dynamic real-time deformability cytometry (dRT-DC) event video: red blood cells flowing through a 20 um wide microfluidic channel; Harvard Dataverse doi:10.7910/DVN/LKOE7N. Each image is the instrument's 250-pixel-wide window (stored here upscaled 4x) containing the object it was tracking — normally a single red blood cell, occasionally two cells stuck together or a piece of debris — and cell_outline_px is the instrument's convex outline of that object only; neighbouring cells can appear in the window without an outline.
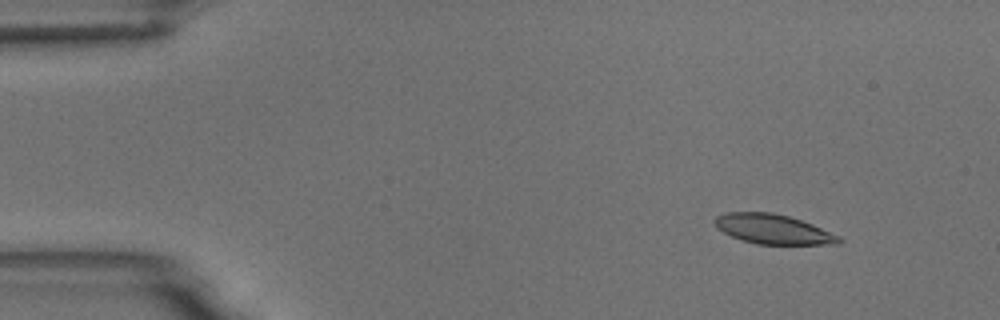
{"species": "common noctule bat (a hibernating species)", "species_latin": "Nyctalus noctula", "temperature_condition": "room temperature", "stored_images_in_passage": 4, "camera_frame_rate_fps": 3000, "um_per_image_px": 0.085, "animal": {"sex": "male", "body_mass_g": 18.8}, "frame": {"image": 1, "passage_image": 1, "time_ms": 0.0, "image_size_px": [1000, 320], "cell_outline_px": [[844, 240], [840, 244], [756, 244], [732, 236], [716, 228], [712, 220], [716, 216], [728, 212], [772, 212], [788, 216], [812, 224], [840, 236]], "centroid_in_image_um": [65.71, 19.47], "position_along_channel_um": 19.3, "area_um2": 21.44}}
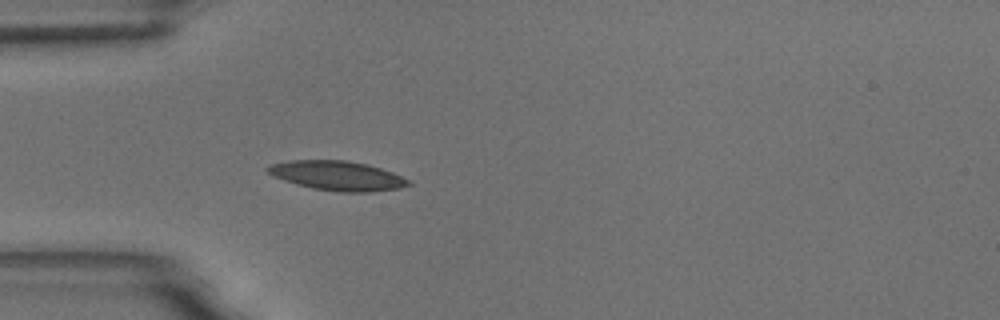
{"frame": {"image": 2, "passage_image": 4, "time_ms": 3.333, "image_size_px": [1000, 320], "cell_outline_px": [[412, 184], [400, 188], [368, 192], [340, 192], [312, 188], [296, 184], [284, 180], [268, 172], [264, 168], [272, 164], [288, 160], [344, 160], [368, 164], [392, 172], [412, 180]], "centroid_in_image_um": [28.71, 14.93], "position_along_channel_um": 56.3, "area_um2": 24.16}}